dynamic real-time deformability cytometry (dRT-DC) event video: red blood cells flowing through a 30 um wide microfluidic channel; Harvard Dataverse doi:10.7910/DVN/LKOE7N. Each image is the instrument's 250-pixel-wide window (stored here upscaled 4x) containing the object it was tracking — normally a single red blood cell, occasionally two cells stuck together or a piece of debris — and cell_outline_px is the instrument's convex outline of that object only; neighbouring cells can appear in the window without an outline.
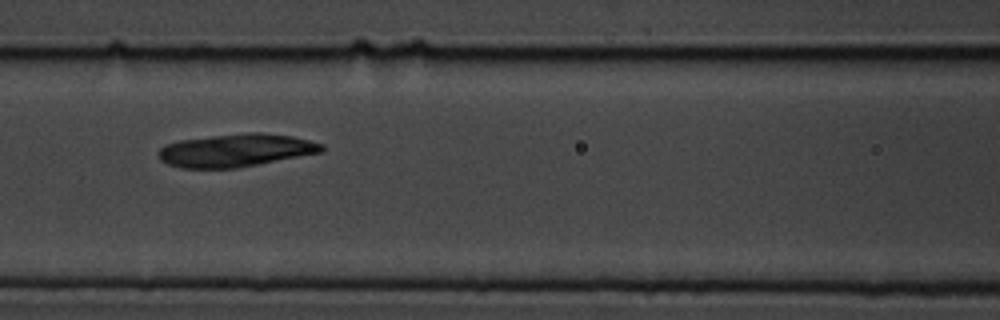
{"species": "common noctule bat (a hibernating species)", "species_latin": "Nyctalus noctula", "temperature_condition": "cold", "stored_images_in_passage": 9, "camera_frame_rate_fps": 3000, "um_per_image_px": 0.085, "animal": {"sex": "male", "body_mass_g": 19.5, "forearm_length_mm": 54.6}, "frame": {"image": 1, "passage_image": 8, "time_ms": 8.0, "image_size_px": [1000, 320], "cell_outline_px": [[324, 152], [236, 168], [180, 168], [168, 164], [160, 160], [160, 148], [164, 144], [180, 140], [212, 136], [252, 132], [260, 132], [292, 136], [324, 144]], "centroid_in_image_um": [20.07, 12.78], "position_along_channel_um": 146.5, "area_um2": 31.21}}
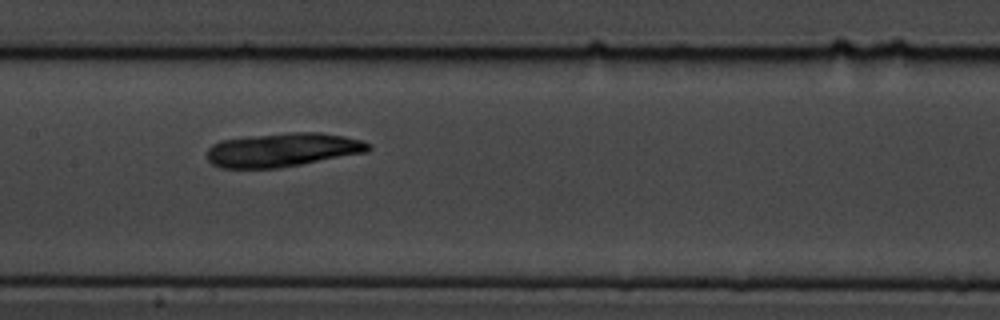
{"frame": {"image": 2, "passage_image": 9, "time_ms": 9.0, "image_size_px": [1000, 320], "cell_outline_px": [[372, 148], [368, 152], [280, 168], [220, 168], [212, 164], [208, 160], [208, 148], [212, 144], [220, 140], [248, 136], [288, 132], [320, 132], [344, 136], [360, 140], [372, 144]], "centroid_in_image_um": [24.04, 12.73], "position_along_channel_um": 183.4, "area_um2": 32.08}}